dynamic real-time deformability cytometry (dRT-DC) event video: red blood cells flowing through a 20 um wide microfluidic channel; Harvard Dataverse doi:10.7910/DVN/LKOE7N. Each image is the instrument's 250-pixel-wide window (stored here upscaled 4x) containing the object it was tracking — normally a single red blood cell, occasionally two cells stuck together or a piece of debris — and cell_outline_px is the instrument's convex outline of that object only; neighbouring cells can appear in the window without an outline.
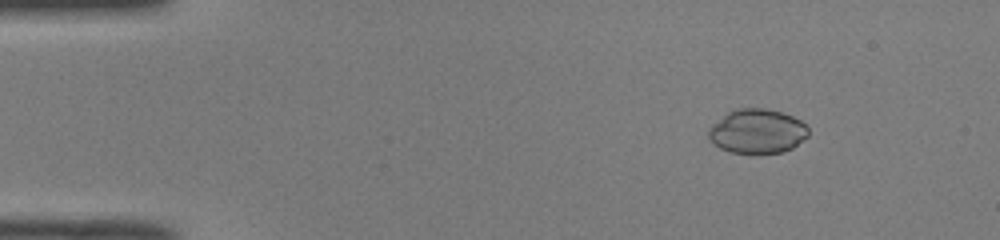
{"species": "common noctule bat (a hibernating species)", "species_latin": "Nyctalus noctula", "temperature_condition": "room temperature", "stored_images_in_passage": 50, "camera_frame_rate_fps": 3000, "um_per_image_px": 0.085, "animal": {"sex": "male", "body_mass_g": 19.0, "forearm_length_mm": 50.8}, "frame": {"image": 1, "passage_image": 6, "time_ms": 1.667, "image_size_px": [1000, 240], "cell_outline_px": [[808, 136], [792, 148], [784, 152], [752, 156], [732, 152], [720, 148], [708, 136], [708, 128], [712, 124], [728, 112], [736, 108], [764, 108], [780, 112], [792, 116], [800, 120], [808, 128]], "centroid_in_image_um": [64.36, 11.19], "position_along_channel_um": 20.6, "area_um2": 26.18}}
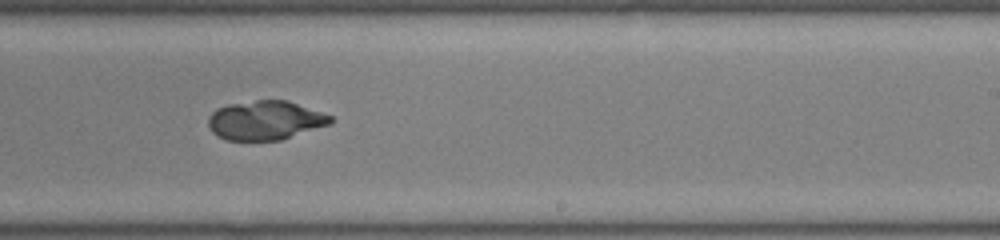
{"frame": {"image": 2, "passage_image": 31, "time_ms": 10.0, "image_size_px": [1000, 240], "cell_outline_px": [[332, 124], [280, 140], [224, 140], [212, 132], [208, 124], [208, 116], [216, 108], [228, 104], [256, 100], [288, 100], [332, 116]], "centroid_in_image_um": [22.54, 10.23], "position_along_channel_um": 266.5, "area_um2": 27.98}}
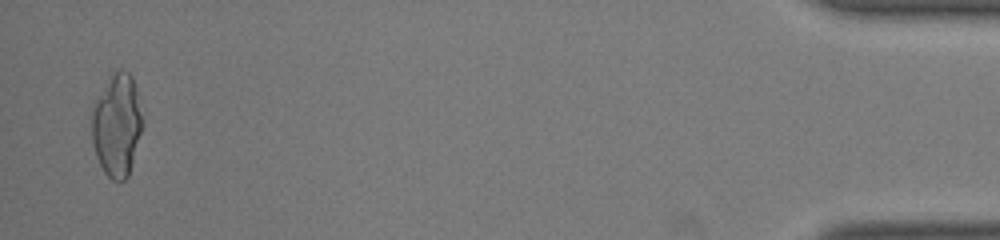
{"frame": {"image": 3, "passage_image": 49, "time_ms": 16.0, "image_size_px": [1000, 240], "cell_outline_px": [[144, 124], [132, 164], [128, 176], [124, 180], [112, 180], [104, 172], [96, 156], [92, 144], [92, 108], [112, 68], [124, 68], [132, 76], [144, 120]], "centroid_in_image_um": [9.94, 10.58], "position_along_channel_um": 425.3, "area_um2": 30.87}, "authors_computed_cell_mechanics": {"area_um2": 28.6688, "velocity_mm_per_s": 4.048, "shape_relaxation_time_tau1_ms": null, "shape_relaxation_time_tau2_ms": 1.0772, "deformation_change_tau1": null, "deformation_change_tau2": 0.0384}}